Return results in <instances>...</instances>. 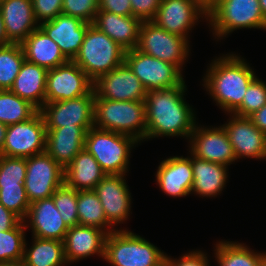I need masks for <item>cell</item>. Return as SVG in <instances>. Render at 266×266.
Listing matches in <instances>:
<instances>
[{
  "label": "cell",
  "instance_id": "obj_1",
  "mask_svg": "<svg viewBox=\"0 0 266 266\" xmlns=\"http://www.w3.org/2000/svg\"><path fill=\"white\" fill-rule=\"evenodd\" d=\"M186 91L184 80L178 86L147 92L146 141L162 136H180L189 141L197 118L195 110L185 101Z\"/></svg>",
  "mask_w": 266,
  "mask_h": 266
},
{
  "label": "cell",
  "instance_id": "obj_2",
  "mask_svg": "<svg viewBox=\"0 0 266 266\" xmlns=\"http://www.w3.org/2000/svg\"><path fill=\"white\" fill-rule=\"evenodd\" d=\"M211 61L202 85L222 111L232 114L241 105L249 84L257 75L249 63L234 52Z\"/></svg>",
  "mask_w": 266,
  "mask_h": 266
},
{
  "label": "cell",
  "instance_id": "obj_3",
  "mask_svg": "<svg viewBox=\"0 0 266 266\" xmlns=\"http://www.w3.org/2000/svg\"><path fill=\"white\" fill-rule=\"evenodd\" d=\"M94 126L146 141V105L144 101H116L95 97Z\"/></svg>",
  "mask_w": 266,
  "mask_h": 266
},
{
  "label": "cell",
  "instance_id": "obj_4",
  "mask_svg": "<svg viewBox=\"0 0 266 266\" xmlns=\"http://www.w3.org/2000/svg\"><path fill=\"white\" fill-rule=\"evenodd\" d=\"M207 15L217 42L238 29H265L266 17L259 0H216Z\"/></svg>",
  "mask_w": 266,
  "mask_h": 266
},
{
  "label": "cell",
  "instance_id": "obj_5",
  "mask_svg": "<svg viewBox=\"0 0 266 266\" xmlns=\"http://www.w3.org/2000/svg\"><path fill=\"white\" fill-rule=\"evenodd\" d=\"M138 143L130 136L93 126L86 132L84 149L107 175H126L131 151Z\"/></svg>",
  "mask_w": 266,
  "mask_h": 266
},
{
  "label": "cell",
  "instance_id": "obj_6",
  "mask_svg": "<svg viewBox=\"0 0 266 266\" xmlns=\"http://www.w3.org/2000/svg\"><path fill=\"white\" fill-rule=\"evenodd\" d=\"M125 50L93 24L72 60L94 82L124 62Z\"/></svg>",
  "mask_w": 266,
  "mask_h": 266
},
{
  "label": "cell",
  "instance_id": "obj_7",
  "mask_svg": "<svg viewBox=\"0 0 266 266\" xmlns=\"http://www.w3.org/2000/svg\"><path fill=\"white\" fill-rule=\"evenodd\" d=\"M167 254L133 231L116 229L107 234L104 260L111 266H154Z\"/></svg>",
  "mask_w": 266,
  "mask_h": 266
},
{
  "label": "cell",
  "instance_id": "obj_8",
  "mask_svg": "<svg viewBox=\"0 0 266 266\" xmlns=\"http://www.w3.org/2000/svg\"><path fill=\"white\" fill-rule=\"evenodd\" d=\"M136 50L175 65L181 72L189 58L190 42L157 26L153 21H142Z\"/></svg>",
  "mask_w": 266,
  "mask_h": 266
},
{
  "label": "cell",
  "instance_id": "obj_9",
  "mask_svg": "<svg viewBox=\"0 0 266 266\" xmlns=\"http://www.w3.org/2000/svg\"><path fill=\"white\" fill-rule=\"evenodd\" d=\"M124 62L147 92L178 86L184 81L183 72L175 65L136 49L125 51Z\"/></svg>",
  "mask_w": 266,
  "mask_h": 266
},
{
  "label": "cell",
  "instance_id": "obj_10",
  "mask_svg": "<svg viewBox=\"0 0 266 266\" xmlns=\"http://www.w3.org/2000/svg\"><path fill=\"white\" fill-rule=\"evenodd\" d=\"M63 183L64 168L46 151L26 158L24 188L30 204L51 197Z\"/></svg>",
  "mask_w": 266,
  "mask_h": 266
},
{
  "label": "cell",
  "instance_id": "obj_11",
  "mask_svg": "<svg viewBox=\"0 0 266 266\" xmlns=\"http://www.w3.org/2000/svg\"><path fill=\"white\" fill-rule=\"evenodd\" d=\"M95 94L45 103L39 110L46 128L81 127L85 132L94 126Z\"/></svg>",
  "mask_w": 266,
  "mask_h": 266
},
{
  "label": "cell",
  "instance_id": "obj_12",
  "mask_svg": "<svg viewBox=\"0 0 266 266\" xmlns=\"http://www.w3.org/2000/svg\"><path fill=\"white\" fill-rule=\"evenodd\" d=\"M46 125L40 111L27 121L9 125L0 155L27 158L45 151Z\"/></svg>",
  "mask_w": 266,
  "mask_h": 266
},
{
  "label": "cell",
  "instance_id": "obj_13",
  "mask_svg": "<svg viewBox=\"0 0 266 266\" xmlns=\"http://www.w3.org/2000/svg\"><path fill=\"white\" fill-rule=\"evenodd\" d=\"M94 94L93 81L73 61L47 72L45 103Z\"/></svg>",
  "mask_w": 266,
  "mask_h": 266
},
{
  "label": "cell",
  "instance_id": "obj_14",
  "mask_svg": "<svg viewBox=\"0 0 266 266\" xmlns=\"http://www.w3.org/2000/svg\"><path fill=\"white\" fill-rule=\"evenodd\" d=\"M201 19L207 21V10L196 0H161L158 12L152 21L169 33L185 37L190 41L189 33Z\"/></svg>",
  "mask_w": 266,
  "mask_h": 266
},
{
  "label": "cell",
  "instance_id": "obj_15",
  "mask_svg": "<svg viewBox=\"0 0 266 266\" xmlns=\"http://www.w3.org/2000/svg\"><path fill=\"white\" fill-rule=\"evenodd\" d=\"M189 151L197 158L229 167L236 157L224 127L195 124L189 138Z\"/></svg>",
  "mask_w": 266,
  "mask_h": 266
},
{
  "label": "cell",
  "instance_id": "obj_16",
  "mask_svg": "<svg viewBox=\"0 0 266 266\" xmlns=\"http://www.w3.org/2000/svg\"><path fill=\"white\" fill-rule=\"evenodd\" d=\"M95 97L116 101H144L147 90L130 67L123 62L93 82Z\"/></svg>",
  "mask_w": 266,
  "mask_h": 266
},
{
  "label": "cell",
  "instance_id": "obj_17",
  "mask_svg": "<svg viewBox=\"0 0 266 266\" xmlns=\"http://www.w3.org/2000/svg\"><path fill=\"white\" fill-rule=\"evenodd\" d=\"M224 127L236 160L242 158L266 160V134L260 131L249 117L228 114Z\"/></svg>",
  "mask_w": 266,
  "mask_h": 266
},
{
  "label": "cell",
  "instance_id": "obj_18",
  "mask_svg": "<svg viewBox=\"0 0 266 266\" xmlns=\"http://www.w3.org/2000/svg\"><path fill=\"white\" fill-rule=\"evenodd\" d=\"M125 175H106L94 188L107 222L114 228L130 217L132 196Z\"/></svg>",
  "mask_w": 266,
  "mask_h": 266
},
{
  "label": "cell",
  "instance_id": "obj_19",
  "mask_svg": "<svg viewBox=\"0 0 266 266\" xmlns=\"http://www.w3.org/2000/svg\"><path fill=\"white\" fill-rule=\"evenodd\" d=\"M189 156H171L162 160L155 174L156 183L163 193L172 197L190 195L193 182L192 153Z\"/></svg>",
  "mask_w": 266,
  "mask_h": 266
},
{
  "label": "cell",
  "instance_id": "obj_20",
  "mask_svg": "<svg viewBox=\"0 0 266 266\" xmlns=\"http://www.w3.org/2000/svg\"><path fill=\"white\" fill-rule=\"evenodd\" d=\"M23 221L26 228L29 227L32 230V237L42 239H55L63 242L69 229L58 212L52 197L31 203Z\"/></svg>",
  "mask_w": 266,
  "mask_h": 266
},
{
  "label": "cell",
  "instance_id": "obj_21",
  "mask_svg": "<svg viewBox=\"0 0 266 266\" xmlns=\"http://www.w3.org/2000/svg\"><path fill=\"white\" fill-rule=\"evenodd\" d=\"M90 23L79 18L58 15L50 21L43 22L39 27L59 45L64 56L72 61L80 50Z\"/></svg>",
  "mask_w": 266,
  "mask_h": 266
},
{
  "label": "cell",
  "instance_id": "obj_22",
  "mask_svg": "<svg viewBox=\"0 0 266 266\" xmlns=\"http://www.w3.org/2000/svg\"><path fill=\"white\" fill-rule=\"evenodd\" d=\"M106 237L107 233L97 227L76 225L69 228L63 240L67 263H76L93 255L104 259Z\"/></svg>",
  "mask_w": 266,
  "mask_h": 266
},
{
  "label": "cell",
  "instance_id": "obj_23",
  "mask_svg": "<svg viewBox=\"0 0 266 266\" xmlns=\"http://www.w3.org/2000/svg\"><path fill=\"white\" fill-rule=\"evenodd\" d=\"M0 11L9 43L21 44L39 27L34 18L32 0H0Z\"/></svg>",
  "mask_w": 266,
  "mask_h": 266
},
{
  "label": "cell",
  "instance_id": "obj_24",
  "mask_svg": "<svg viewBox=\"0 0 266 266\" xmlns=\"http://www.w3.org/2000/svg\"><path fill=\"white\" fill-rule=\"evenodd\" d=\"M85 135L81 127L46 128L45 151L65 169L84 148Z\"/></svg>",
  "mask_w": 266,
  "mask_h": 266
},
{
  "label": "cell",
  "instance_id": "obj_25",
  "mask_svg": "<svg viewBox=\"0 0 266 266\" xmlns=\"http://www.w3.org/2000/svg\"><path fill=\"white\" fill-rule=\"evenodd\" d=\"M142 21L133 16H121L98 11L93 25L105 33L125 51L135 49Z\"/></svg>",
  "mask_w": 266,
  "mask_h": 266
},
{
  "label": "cell",
  "instance_id": "obj_26",
  "mask_svg": "<svg viewBox=\"0 0 266 266\" xmlns=\"http://www.w3.org/2000/svg\"><path fill=\"white\" fill-rule=\"evenodd\" d=\"M228 167L195 157L192 154L193 182L190 194L216 197L224 190L228 180Z\"/></svg>",
  "mask_w": 266,
  "mask_h": 266
},
{
  "label": "cell",
  "instance_id": "obj_27",
  "mask_svg": "<svg viewBox=\"0 0 266 266\" xmlns=\"http://www.w3.org/2000/svg\"><path fill=\"white\" fill-rule=\"evenodd\" d=\"M25 60L47 70L67 63L69 60L56 44L40 27L28 35L21 43Z\"/></svg>",
  "mask_w": 266,
  "mask_h": 266
},
{
  "label": "cell",
  "instance_id": "obj_28",
  "mask_svg": "<svg viewBox=\"0 0 266 266\" xmlns=\"http://www.w3.org/2000/svg\"><path fill=\"white\" fill-rule=\"evenodd\" d=\"M47 72L46 68L24 60L10 91L40 110L46 99Z\"/></svg>",
  "mask_w": 266,
  "mask_h": 266
},
{
  "label": "cell",
  "instance_id": "obj_29",
  "mask_svg": "<svg viewBox=\"0 0 266 266\" xmlns=\"http://www.w3.org/2000/svg\"><path fill=\"white\" fill-rule=\"evenodd\" d=\"M107 174L86 149H82L64 169V183L77 191L94 190Z\"/></svg>",
  "mask_w": 266,
  "mask_h": 266
},
{
  "label": "cell",
  "instance_id": "obj_30",
  "mask_svg": "<svg viewBox=\"0 0 266 266\" xmlns=\"http://www.w3.org/2000/svg\"><path fill=\"white\" fill-rule=\"evenodd\" d=\"M32 245L27 247L25 240L24 266H65L64 244L55 239L32 237Z\"/></svg>",
  "mask_w": 266,
  "mask_h": 266
},
{
  "label": "cell",
  "instance_id": "obj_31",
  "mask_svg": "<svg viewBox=\"0 0 266 266\" xmlns=\"http://www.w3.org/2000/svg\"><path fill=\"white\" fill-rule=\"evenodd\" d=\"M214 257L219 266H258L266 252H256L238 241H217Z\"/></svg>",
  "mask_w": 266,
  "mask_h": 266
},
{
  "label": "cell",
  "instance_id": "obj_32",
  "mask_svg": "<svg viewBox=\"0 0 266 266\" xmlns=\"http://www.w3.org/2000/svg\"><path fill=\"white\" fill-rule=\"evenodd\" d=\"M77 212L79 225L97 227L107 234L116 230L107 222L101 201L94 190L77 191Z\"/></svg>",
  "mask_w": 266,
  "mask_h": 266
},
{
  "label": "cell",
  "instance_id": "obj_33",
  "mask_svg": "<svg viewBox=\"0 0 266 266\" xmlns=\"http://www.w3.org/2000/svg\"><path fill=\"white\" fill-rule=\"evenodd\" d=\"M39 110L10 90H0V122L12 125L32 118Z\"/></svg>",
  "mask_w": 266,
  "mask_h": 266
},
{
  "label": "cell",
  "instance_id": "obj_34",
  "mask_svg": "<svg viewBox=\"0 0 266 266\" xmlns=\"http://www.w3.org/2000/svg\"><path fill=\"white\" fill-rule=\"evenodd\" d=\"M26 230L21 220L14 228L0 231V264L23 261Z\"/></svg>",
  "mask_w": 266,
  "mask_h": 266
},
{
  "label": "cell",
  "instance_id": "obj_35",
  "mask_svg": "<svg viewBox=\"0 0 266 266\" xmlns=\"http://www.w3.org/2000/svg\"><path fill=\"white\" fill-rule=\"evenodd\" d=\"M24 60L21 44L0 46V90H10Z\"/></svg>",
  "mask_w": 266,
  "mask_h": 266
},
{
  "label": "cell",
  "instance_id": "obj_36",
  "mask_svg": "<svg viewBox=\"0 0 266 266\" xmlns=\"http://www.w3.org/2000/svg\"><path fill=\"white\" fill-rule=\"evenodd\" d=\"M54 204L68 228L79 225L77 212V190L65 183L59 186L51 196Z\"/></svg>",
  "mask_w": 266,
  "mask_h": 266
},
{
  "label": "cell",
  "instance_id": "obj_37",
  "mask_svg": "<svg viewBox=\"0 0 266 266\" xmlns=\"http://www.w3.org/2000/svg\"><path fill=\"white\" fill-rule=\"evenodd\" d=\"M266 104V82L258 76L249 84L241 105L232 113L249 117Z\"/></svg>",
  "mask_w": 266,
  "mask_h": 266
},
{
  "label": "cell",
  "instance_id": "obj_38",
  "mask_svg": "<svg viewBox=\"0 0 266 266\" xmlns=\"http://www.w3.org/2000/svg\"><path fill=\"white\" fill-rule=\"evenodd\" d=\"M0 203L23 221L30 205L24 184L0 186Z\"/></svg>",
  "mask_w": 266,
  "mask_h": 266
},
{
  "label": "cell",
  "instance_id": "obj_39",
  "mask_svg": "<svg viewBox=\"0 0 266 266\" xmlns=\"http://www.w3.org/2000/svg\"><path fill=\"white\" fill-rule=\"evenodd\" d=\"M26 178V158L0 155V186H18Z\"/></svg>",
  "mask_w": 266,
  "mask_h": 266
},
{
  "label": "cell",
  "instance_id": "obj_40",
  "mask_svg": "<svg viewBox=\"0 0 266 266\" xmlns=\"http://www.w3.org/2000/svg\"><path fill=\"white\" fill-rule=\"evenodd\" d=\"M99 11V0H63L62 14L93 24Z\"/></svg>",
  "mask_w": 266,
  "mask_h": 266
},
{
  "label": "cell",
  "instance_id": "obj_41",
  "mask_svg": "<svg viewBox=\"0 0 266 266\" xmlns=\"http://www.w3.org/2000/svg\"><path fill=\"white\" fill-rule=\"evenodd\" d=\"M63 0H32L33 14L36 22L53 20L62 14Z\"/></svg>",
  "mask_w": 266,
  "mask_h": 266
},
{
  "label": "cell",
  "instance_id": "obj_42",
  "mask_svg": "<svg viewBox=\"0 0 266 266\" xmlns=\"http://www.w3.org/2000/svg\"><path fill=\"white\" fill-rule=\"evenodd\" d=\"M132 16L141 21H152L159 9L161 0H130Z\"/></svg>",
  "mask_w": 266,
  "mask_h": 266
},
{
  "label": "cell",
  "instance_id": "obj_43",
  "mask_svg": "<svg viewBox=\"0 0 266 266\" xmlns=\"http://www.w3.org/2000/svg\"><path fill=\"white\" fill-rule=\"evenodd\" d=\"M172 266H209V259L202 250H193L184 253L178 259L170 257Z\"/></svg>",
  "mask_w": 266,
  "mask_h": 266
},
{
  "label": "cell",
  "instance_id": "obj_44",
  "mask_svg": "<svg viewBox=\"0 0 266 266\" xmlns=\"http://www.w3.org/2000/svg\"><path fill=\"white\" fill-rule=\"evenodd\" d=\"M99 11H107L121 16H132L130 0H99Z\"/></svg>",
  "mask_w": 266,
  "mask_h": 266
},
{
  "label": "cell",
  "instance_id": "obj_45",
  "mask_svg": "<svg viewBox=\"0 0 266 266\" xmlns=\"http://www.w3.org/2000/svg\"><path fill=\"white\" fill-rule=\"evenodd\" d=\"M21 219L12 211L6 209L0 203V231H6L14 228Z\"/></svg>",
  "mask_w": 266,
  "mask_h": 266
},
{
  "label": "cell",
  "instance_id": "obj_46",
  "mask_svg": "<svg viewBox=\"0 0 266 266\" xmlns=\"http://www.w3.org/2000/svg\"><path fill=\"white\" fill-rule=\"evenodd\" d=\"M253 124L266 134V104L249 116Z\"/></svg>",
  "mask_w": 266,
  "mask_h": 266
},
{
  "label": "cell",
  "instance_id": "obj_47",
  "mask_svg": "<svg viewBox=\"0 0 266 266\" xmlns=\"http://www.w3.org/2000/svg\"><path fill=\"white\" fill-rule=\"evenodd\" d=\"M7 44H9V42L7 41V36L5 33V29H4L3 18L1 15V11H0V46H4Z\"/></svg>",
  "mask_w": 266,
  "mask_h": 266
},
{
  "label": "cell",
  "instance_id": "obj_48",
  "mask_svg": "<svg viewBox=\"0 0 266 266\" xmlns=\"http://www.w3.org/2000/svg\"><path fill=\"white\" fill-rule=\"evenodd\" d=\"M7 127H8L7 125H4L3 123L0 122V153L2 152L5 143Z\"/></svg>",
  "mask_w": 266,
  "mask_h": 266
},
{
  "label": "cell",
  "instance_id": "obj_49",
  "mask_svg": "<svg viewBox=\"0 0 266 266\" xmlns=\"http://www.w3.org/2000/svg\"><path fill=\"white\" fill-rule=\"evenodd\" d=\"M207 11L215 4L216 0H196Z\"/></svg>",
  "mask_w": 266,
  "mask_h": 266
},
{
  "label": "cell",
  "instance_id": "obj_50",
  "mask_svg": "<svg viewBox=\"0 0 266 266\" xmlns=\"http://www.w3.org/2000/svg\"><path fill=\"white\" fill-rule=\"evenodd\" d=\"M154 266H172L170 256H168V254H167L163 259H161Z\"/></svg>",
  "mask_w": 266,
  "mask_h": 266
},
{
  "label": "cell",
  "instance_id": "obj_51",
  "mask_svg": "<svg viewBox=\"0 0 266 266\" xmlns=\"http://www.w3.org/2000/svg\"><path fill=\"white\" fill-rule=\"evenodd\" d=\"M259 4H260L262 13L266 17V0H259Z\"/></svg>",
  "mask_w": 266,
  "mask_h": 266
},
{
  "label": "cell",
  "instance_id": "obj_52",
  "mask_svg": "<svg viewBox=\"0 0 266 266\" xmlns=\"http://www.w3.org/2000/svg\"><path fill=\"white\" fill-rule=\"evenodd\" d=\"M0 266H24L22 262L0 264Z\"/></svg>",
  "mask_w": 266,
  "mask_h": 266
},
{
  "label": "cell",
  "instance_id": "obj_53",
  "mask_svg": "<svg viewBox=\"0 0 266 266\" xmlns=\"http://www.w3.org/2000/svg\"><path fill=\"white\" fill-rule=\"evenodd\" d=\"M258 266H266V255L263 257Z\"/></svg>",
  "mask_w": 266,
  "mask_h": 266
}]
</instances>
